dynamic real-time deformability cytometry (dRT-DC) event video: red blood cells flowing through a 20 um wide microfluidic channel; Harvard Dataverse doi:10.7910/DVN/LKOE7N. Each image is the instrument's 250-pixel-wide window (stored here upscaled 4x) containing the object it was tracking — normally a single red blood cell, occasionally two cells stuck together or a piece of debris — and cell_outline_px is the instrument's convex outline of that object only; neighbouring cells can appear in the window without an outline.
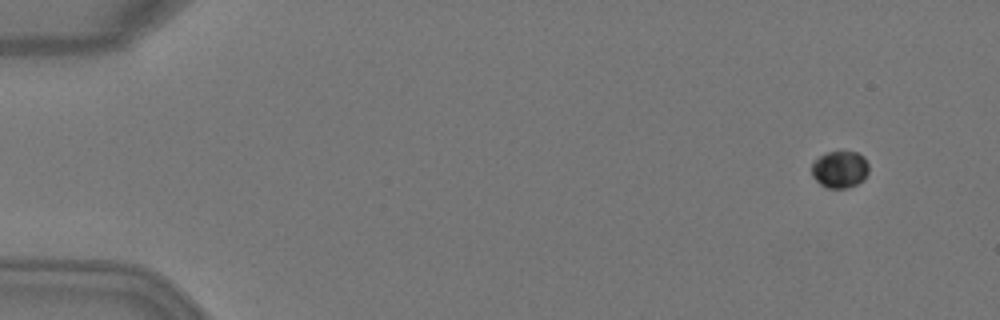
{"species": "Egyptian fruit bat (a non-hibernating species)", "species_latin": "Rousettus aegyptiacus", "temperature_condition": "warm", "stored_images_in_passage": 6, "camera_frame_rate_fps": 3000, "um_per_image_px": 0.085, "animal": {"sex": "female"}, "frame": {"image": 1, "passage_image": 2, "time_ms": 0.333, "image_size_px": [1000, 320], "cell_outline_px": [[868, 172], [856, 184], [848, 188], [824, 188], [812, 176], [812, 164], [820, 156], [828, 152], [856, 152], [864, 156], [868, 164]], "centroid_in_image_um": [71.37, 14.4], "position_along_channel_um": 13.6, "area_um2": 12.14}}